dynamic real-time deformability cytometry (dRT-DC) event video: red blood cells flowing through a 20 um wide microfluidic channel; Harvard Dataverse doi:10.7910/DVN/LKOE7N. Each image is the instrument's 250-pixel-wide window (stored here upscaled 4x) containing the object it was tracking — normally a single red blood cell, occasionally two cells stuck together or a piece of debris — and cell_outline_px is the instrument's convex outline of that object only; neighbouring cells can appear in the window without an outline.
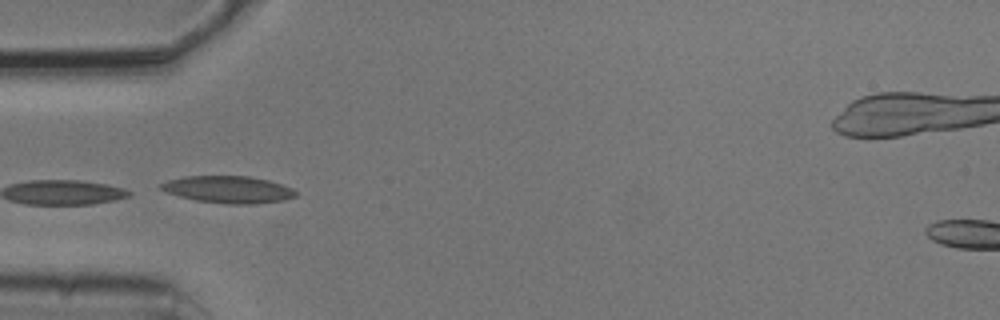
{"species": "common noctule bat (a hibernating species)", "species_latin": "Nyctalus noctula", "temperature_condition": "cold", "stored_images_in_passage": 4, "camera_frame_rate_fps": 3000, "um_per_image_px": 0.085, "animal": {"sex": "male", "body_mass_g": 20.5, "forearm_length_mm": 52.5}, "frame": {"image": 1, "passage_image": 3, "time_ms": 0.667, "image_size_px": [1000, 320], "cell_outline_px": [[296, 196], [284, 200], [252, 204], [228, 204], [196, 200], [164, 192], [156, 184], [168, 180], [184, 176], [248, 176], [268, 180], [292, 188], [296, 192]], "centroid_in_image_um": [19.35, 16.1], "position_along_channel_um": 65.6, "area_um2": 21.27}}
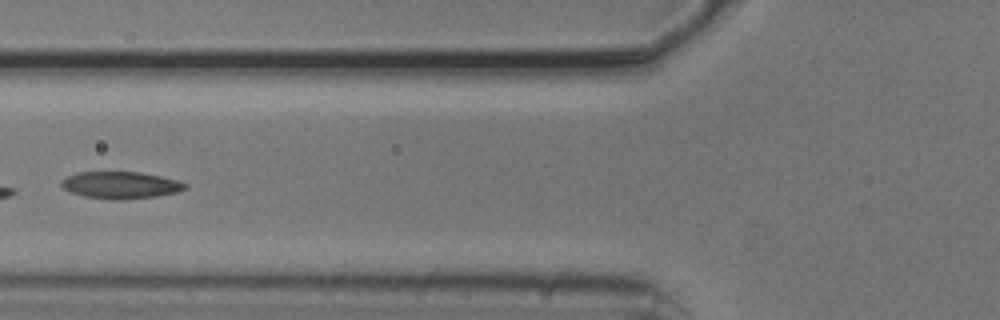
{"frame": {"image": 2, "passage_image": 4, "time_ms": 1.0, "image_size_px": [1000, 320], "cell_outline_px": [[188, 188], [176, 192], [156, 196], [128, 200], [112, 200], [84, 196], [68, 192], [60, 184], [60, 180], [76, 172], [140, 172], [160, 176], [176, 180], [188, 184]], "centroid_in_image_um": [10.23, 15.74], "position_along_channel_um": 115.6, "area_um2": 19.65}}